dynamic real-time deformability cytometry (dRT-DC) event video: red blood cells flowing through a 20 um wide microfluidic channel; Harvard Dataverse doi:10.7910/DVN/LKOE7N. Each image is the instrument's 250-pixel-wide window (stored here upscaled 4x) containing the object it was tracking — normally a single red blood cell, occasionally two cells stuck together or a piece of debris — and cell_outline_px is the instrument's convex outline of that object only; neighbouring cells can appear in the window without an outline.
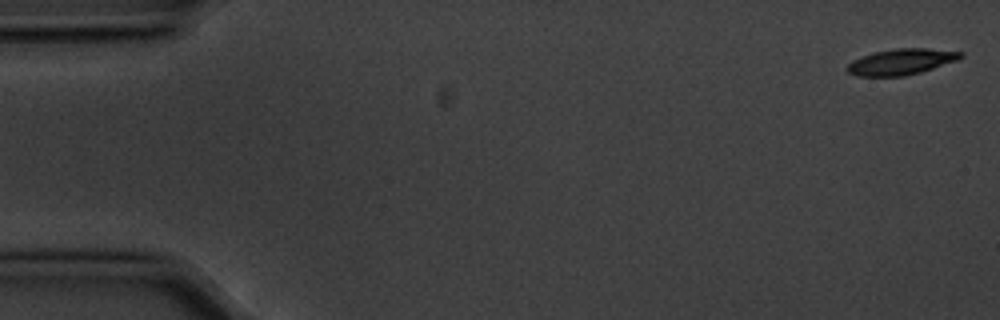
{"species": "common noctule bat (a hibernating species)", "species_latin": "Nyctalus noctula", "temperature_condition": "cold", "stored_images_in_passage": 5, "camera_frame_rate_fps": 3000, "um_per_image_px": 0.085, "animal": {"sex": "male", "body_mass_g": 20.1, "forearm_length_mm": 53.5}, "frame": {"image": 1, "passage_image": 1, "time_ms": 0.0, "image_size_px": [1000, 320], "cell_outline_px": [[964, 56], [956, 60], [920, 72], [904, 76], [856, 76], [848, 72], [844, 68], [852, 60], [876, 52], [896, 48], [928, 48], [964, 52]], "centroid_in_image_um": [76.59, 5.25], "position_along_channel_um": 8.4, "area_um2": 16.99}}
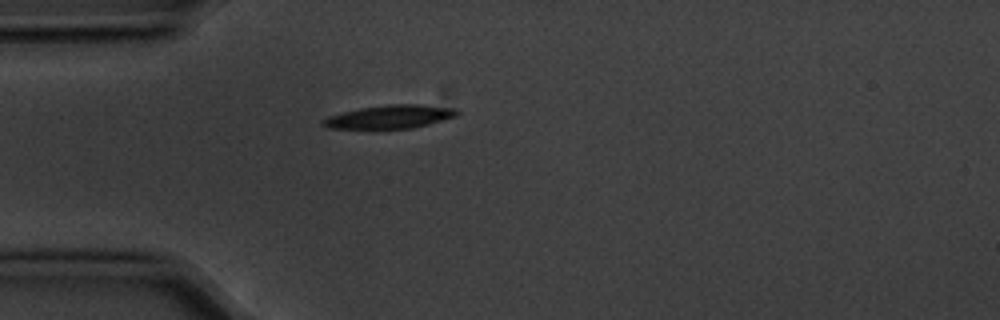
{"frame": {"image": 2, "passage_image": 5, "time_ms": 1.333, "image_size_px": [1000, 320], "cell_outline_px": [[460, 112], [456, 116], [428, 124], [412, 128], [328, 128], [320, 124], [320, 120], [328, 116], [360, 108], [388, 104], [420, 104], [456, 108]], "centroid_in_image_um": [33.13, 9.91], "position_along_channel_um": 51.9, "area_um2": 18.15}}